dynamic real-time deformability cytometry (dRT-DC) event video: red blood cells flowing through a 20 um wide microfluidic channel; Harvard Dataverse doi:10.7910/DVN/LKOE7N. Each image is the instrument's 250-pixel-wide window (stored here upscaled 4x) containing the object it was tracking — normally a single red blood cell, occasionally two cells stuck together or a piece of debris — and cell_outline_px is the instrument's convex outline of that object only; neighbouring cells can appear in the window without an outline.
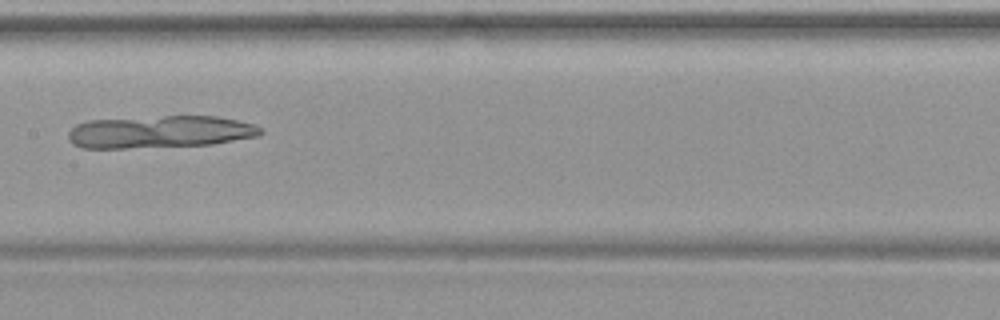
{"species": "common noctule bat (a hibernating species)", "species_latin": "Nyctalus noctula", "temperature_condition": "warm", "stored_images_in_passage": 48, "camera_frame_rate_fps": 3000, "um_per_image_px": 0.085, "animal": {"sex": "female", "body_mass_g": 19.9}, "frame": {"image": 1, "passage_image": 25, "time_ms": 8.0, "image_size_px": [1000, 320], "cell_outline_px": [[264, 132], [260, 136], [212, 144], [128, 148], [80, 148], [72, 144], [68, 140], [68, 132], [76, 124], [88, 120], [164, 116], [216, 116], [256, 124], [264, 128]], "centroid_in_image_um": [13.61, 11.21], "position_along_channel_um": 193.8, "area_um2": 36.59}}
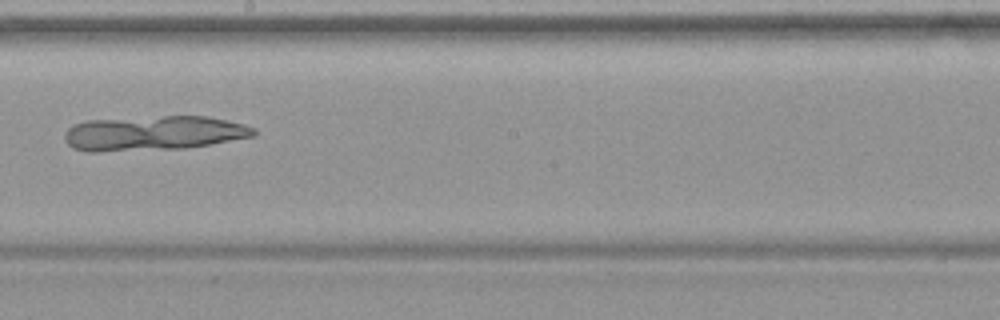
{"frame": {"image": 2, "passage_image": 28, "time_ms": 9.0, "image_size_px": [1000, 320], "cell_outline_px": [[256, 136], [184, 148], [100, 152], [88, 152], [72, 148], [64, 140], [64, 132], [72, 124], [88, 120], [164, 116], [208, 116], [244, 124], [256, 128]], "centroid_in_image_um": [13.01, 11.32], "position_along_channel_um": 235.2, "area_um2": 38.44}}
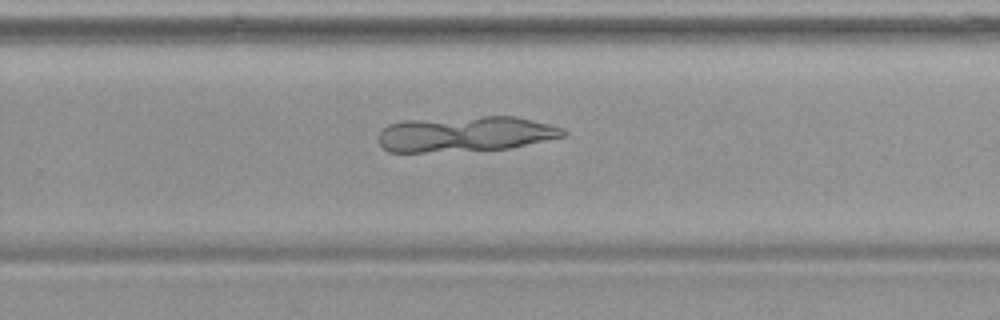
{"frame": {"image": 3, "passage_image": 32, "time_ms": 10.333, "image_size_px": [1000, 320], "cell_outline_px": [[568, 132], [564, 136], [508, 148], [424, 152], [388, 152], [376, 140], [376, 136], [388, 124], [404, 120], [480, 116], [516, 116], [564, 128]], "centroid_in_image_um": [39.5, 11.37], "position_along_channel_um": 290.3, "area_um2": 38.15}}